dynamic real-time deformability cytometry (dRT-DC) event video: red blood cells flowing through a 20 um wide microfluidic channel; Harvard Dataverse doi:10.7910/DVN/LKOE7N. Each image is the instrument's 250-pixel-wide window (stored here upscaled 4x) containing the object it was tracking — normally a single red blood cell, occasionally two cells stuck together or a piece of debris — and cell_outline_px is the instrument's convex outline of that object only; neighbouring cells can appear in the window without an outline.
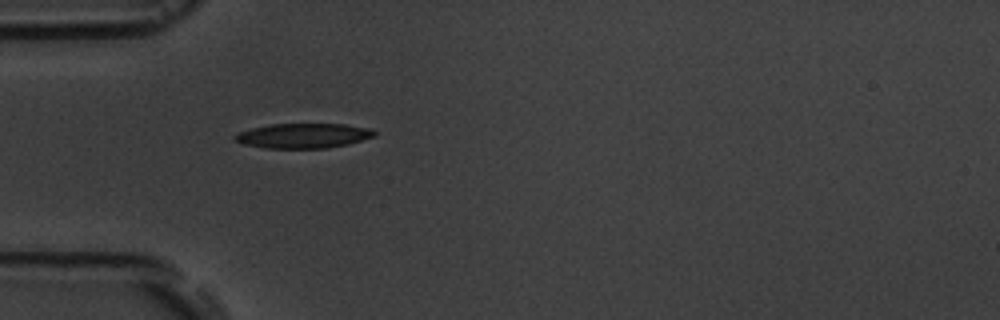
{"species": "common noctule bat (a hibernating species)", "species_latin": "Nyctalus noctula", "temperature_condition": "room temperature", "stored_images_in_passage": 1, "camera_frame_rate_fps": 3000, "um_per_image_px": 0.085, "animal": {"sex": "male", "body_mass_g": 19.5, "forearm_length_mm": 54.6}, "frame": {"image": 1, "passage_image": 1, "time_ms": 0.0, "image_size_px": [1000, 320], "cell_outline_px": [[376, 136], [348, 144], [328, 148], [264, 148], [244, 144], [236, 140], [232, 136], [240, 132], [252, 128], [272, 124], [344, 124], [368, 128], [376, 132]], "centroid_in_image_um": [25.8, 11.54], "position_along_channel_um": 59.2, "area_um2": 20.06}}